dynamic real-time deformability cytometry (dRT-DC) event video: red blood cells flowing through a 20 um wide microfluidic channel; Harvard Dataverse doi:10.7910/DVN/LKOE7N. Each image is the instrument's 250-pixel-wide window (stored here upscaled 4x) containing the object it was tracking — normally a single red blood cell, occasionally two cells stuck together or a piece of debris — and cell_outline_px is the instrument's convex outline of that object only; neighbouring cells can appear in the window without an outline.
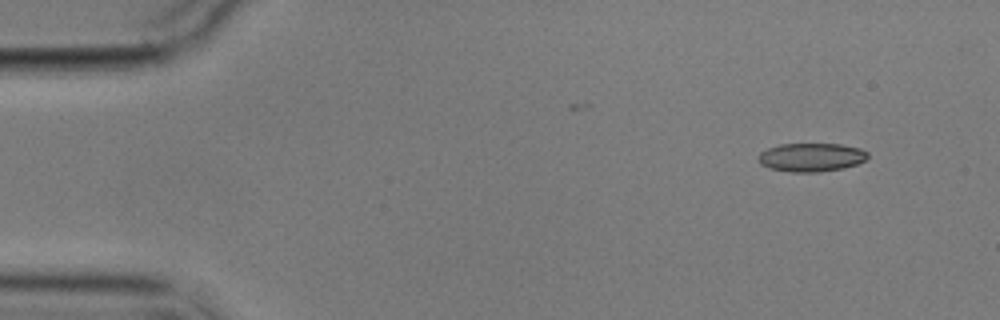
{"species": "common noctule bat (a hibernating species)", "species_latin": "Nyctalus noctula", "temperature_condition": "cold", "stored_images_in_passage": 8, "camera_frame_rate_fps": 3000, "um_per_image_px": 0.085, "animal": {"sex": "male", "body_mass_g": 17.9}, "frame": {"image": 1, "passage_image": 1, "time_ms": 0.0, "image_size_px": [1000, 320], "cell_outline_px": [[868, 156], [864, 160], [856, 164], [844, 168], [820, 172], [792, 172], [768, 168], [760, 164], [756, 160], [756, 156], [760, 152], [768, 148], [780, 144], [840, 144], [860, 148], [868, 152]], "centroid_in_image_um": [68.91, 13.37], "position_along_channel_um": 16.1, "area_um2": 18.38}}
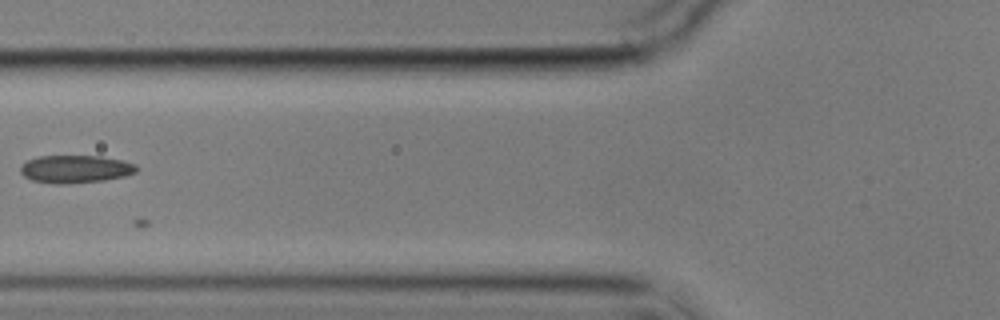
{"frame": {"image": 2, "passage_image": 5, "time_ms": 5.667, "image_size_px": [1000, 320], "cell_outline_px": [[140, 168], [136, 172], [124, 176], [104, 180], [64, 184], [56, 184], [32, 180], [24, 176], [20, 172], [20, 164], [28, 160], [40, 156], [100, 156], [120, 160], [136, 164]], "centroid_in_image_um": [6.4, 14.37], "position_along_channel_um": 119.4, "area_um2": 18.79}}